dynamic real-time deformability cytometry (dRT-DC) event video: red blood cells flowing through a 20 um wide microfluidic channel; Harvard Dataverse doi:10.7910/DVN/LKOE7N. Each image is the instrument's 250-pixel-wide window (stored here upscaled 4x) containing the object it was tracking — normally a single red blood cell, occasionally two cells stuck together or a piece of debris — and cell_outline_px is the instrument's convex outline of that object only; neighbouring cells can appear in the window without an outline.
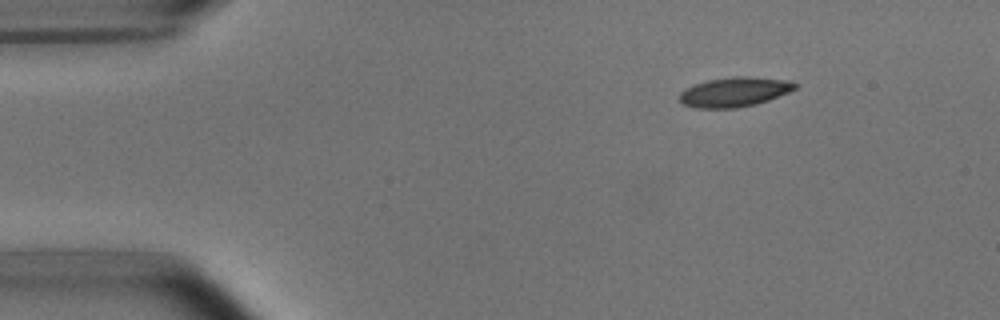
{"species": "common noctule bat (a hibernating species)", "species_latin": "Nyctalus noctula", "temperature_condition": "room temperature", "stored_images_in_passage": 4, "camera_frame_rate_fps": 3000, "um_per_image_px": 0.085, "animal": {"sex": "male", "body_mass_g": 15.6}, "frame": {"image": 1, "passage_image": 1, "time_ms": 0.0, "image_size_px": [1000, 320], "cell_outline_px": [[800, 84], [796, 88], [788, 92], [768, 100], [756, 104], [736, 108], [696, 108], [684, 104], [680, 100], [680, 92], [696, 84], [708, 80], [736, 76], [748, 76], [792, 80]], "centroid_in_image_um": [62.49, 7.81], "position_along_channel_um": 22.5, "area_um2": 19.88}}
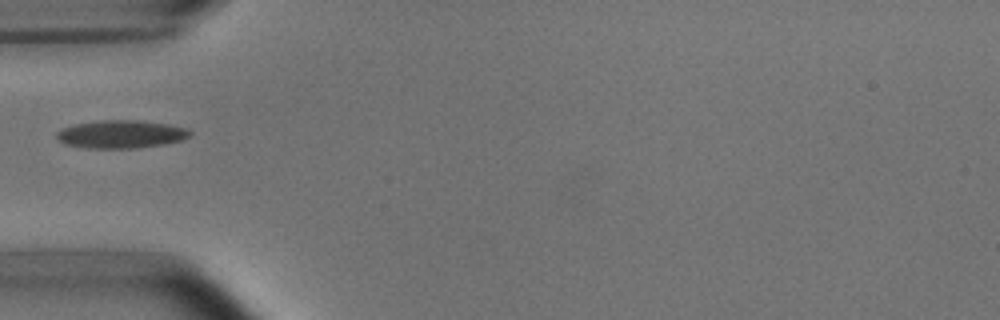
{"frame": {"image": 2, "passage_image": 4, "time_ms": 3.333, "image_size_px": [1000, 320], "cell_outline_px": [[192, 136], [184, 140], [164, 144], [136, 148], [88, 148], [64, 144], [56, 136], [56, 132], [60, 128], [76, 124], [100, 120], [140, 120], [168, 124], [184, 128], [192, 132]], "centroid_in_image_um": [10.3, 11.4], "position_along_channel_um": 74.7, "area_um2": 21.85}}